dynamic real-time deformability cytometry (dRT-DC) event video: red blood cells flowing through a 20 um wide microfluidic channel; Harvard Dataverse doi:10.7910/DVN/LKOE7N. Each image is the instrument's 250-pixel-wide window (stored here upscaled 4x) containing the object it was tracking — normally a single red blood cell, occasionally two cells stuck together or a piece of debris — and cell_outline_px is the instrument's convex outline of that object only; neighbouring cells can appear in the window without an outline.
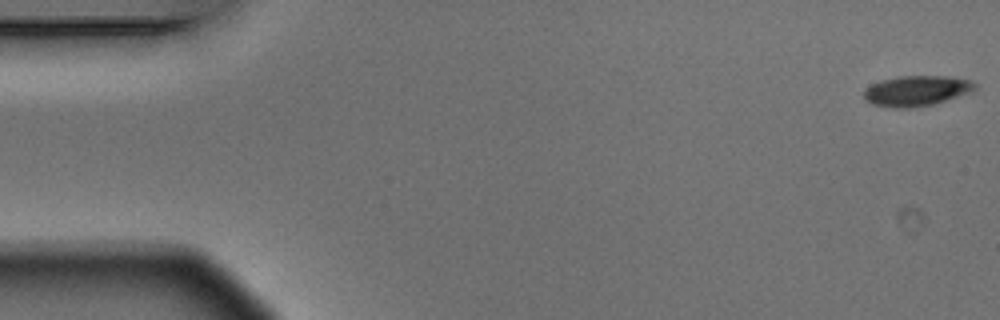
{"species": "Egyptian fruit bat (a non-hibernating species)", "species_latin": "Rousettus aegyptiacus", "temperature_condition": "warm", "stored_images_in_passage": 6, "segment_of_instrument_passage": [1, 2], "camera_frame_rate_fps": 3000, "um_per_image_px": 0.085, "animal": {"sex": "male"}, "frame": {"image": 1, "passage_image": 1, "time_ms": 0.0, "image_size_px": [1000, 320], "cell_outline_px": [[976, 88], [972, 92], [932, 104], [908, 108], [892, 108], [872, 104], [864, 100], [864, 88], [880, 80], [900, 76], [948, 76], [972, 80], [976, 84]], "centroid_in_image_um": [77.89, 7.71], "position_along_channel_um": 7.1, "area_um2": 19.77}}
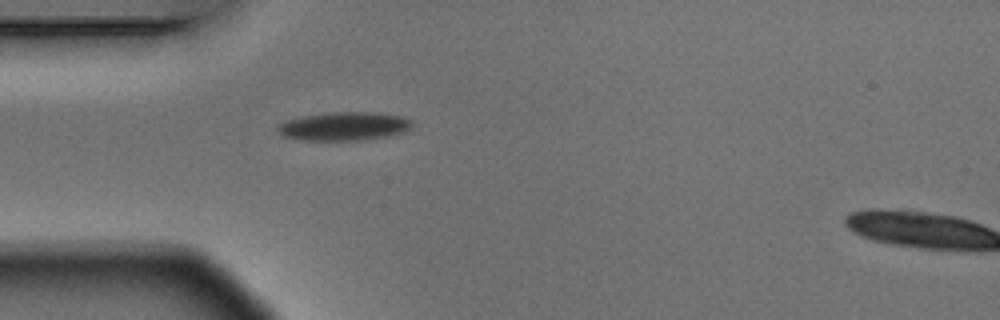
{"frame": {"image": 2, "passage_image": 5, "time_ms": 1.333, "image_size_px": [1000, 320], "cell_outline_px": [[412, 124], [408, 128], [400, 132], [384, 136], [360, 140], [304, 140], [284, 136], [276, 128], [280, 124], [288, 120], [304, 116], [332, 112], [376, 112], [400, 116], [412, 120]], "centroid_in_image_um": [29.23, 10.72], "position_along_channel_um": 55.8, "area_um2": 21.79}}